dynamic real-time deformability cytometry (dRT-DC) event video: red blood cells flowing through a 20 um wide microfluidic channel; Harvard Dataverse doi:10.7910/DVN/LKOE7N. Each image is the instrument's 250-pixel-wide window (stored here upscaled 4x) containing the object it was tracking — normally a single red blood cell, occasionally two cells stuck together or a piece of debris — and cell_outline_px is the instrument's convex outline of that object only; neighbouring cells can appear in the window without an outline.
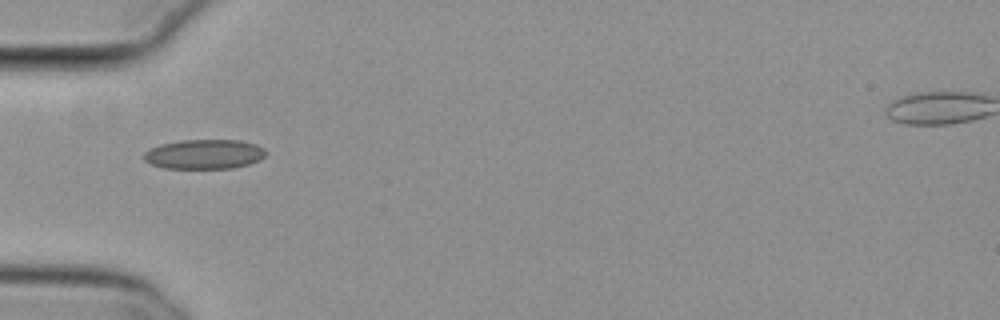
{"species": "common noctule bat (a hibernating species)", "species_latin": "Nyctalus noctula", "temperature_condition": "cold", "stored_images_in_passage": 37, "camera_frame_rate_fps": 3000, "um_per_image_px": 0.085, "animal": {"sex": "female", "body_mass_g": 29.2, "forearm_length_mm": 56.3}, "frame": {"image": 1, "passage_image": 1, "time_ms": 0.0, "image_size_px": [1000, 320], "cell_outline_px": [[268, 152], [260, 160], [248, 164], [232, 168], [164, 168], [152, 164], [144, 160], [144, 152], [160, 144], [180, 140], [240, 140], [256, 144], [264, 148]], "centroid_in_image_um": [17.39, 13.1], "position_along_channel_um": 67.6, "area_um2": 21.04}}
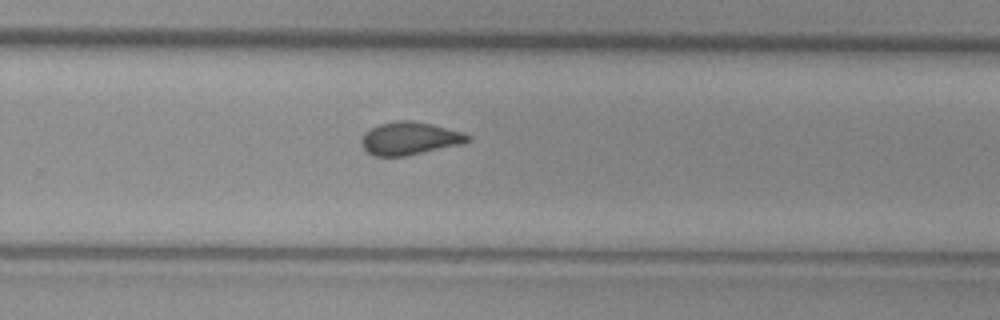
{"frame": {"image": 2, "passage_image": 19, "time_ms": 6.0, "image_size_px": [1000, 320], "cell_outline_px": [[472, 140], [464, 144], [404, 156], [372, 156], [360, 144], [360, 140], [364, 132], [380, 124], [396, 120], [412, 120], [432, 124], [464, 132], [472, 136]], "centroid_in_image_um": [34.85, 11.76], "position_along_channel_um": 294.9, "area_um2": 20.63}}
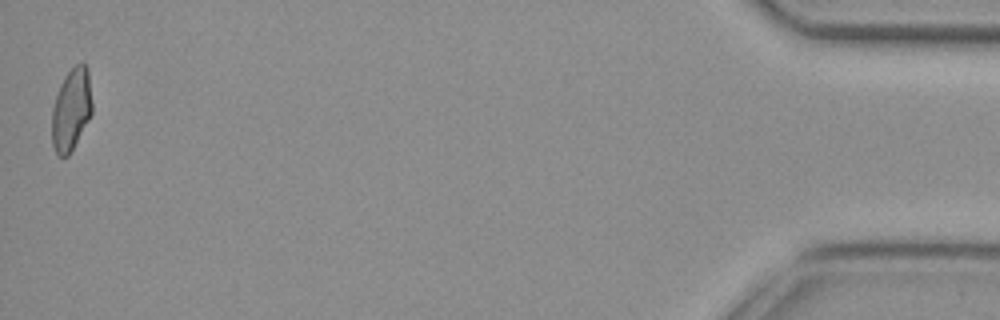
{"frame": {"image": 3, "passage_image": 37, "time_ms": 12.0, "image_size_px": [1000, 320], "cell_outline_px": [[92, 112], [88, 120], [68, 156], [56, 156], [52, 144], [52, 108], [60, 84], [64, 76], [76, 64], [84, 64], [88, 68], [92, 104]], "centroid_in_image_um": [6.04, 9.31], "position_along_channel_um": 429.2, "area_um2": 19.13}, "authors_computed_cell_mechanics": {"area_um2": 20.1144, "velocity_mm_per_s": 3.8097, "shape_relaxation_time_tau1_ms": null, "shape_relaxation_time_tau2_ms": 1.4332, "deformation_change_tau1": null, "deformation_change_tau2": 0.0731}}